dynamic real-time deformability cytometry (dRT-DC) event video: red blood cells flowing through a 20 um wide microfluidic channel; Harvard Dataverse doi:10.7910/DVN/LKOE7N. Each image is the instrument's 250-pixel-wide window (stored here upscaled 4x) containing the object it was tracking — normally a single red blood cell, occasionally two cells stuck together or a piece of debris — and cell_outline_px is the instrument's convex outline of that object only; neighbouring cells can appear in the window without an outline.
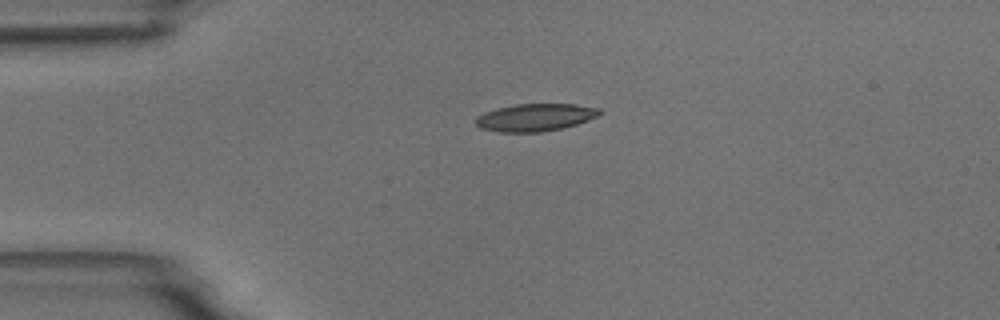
{"species": "common noctule bat (a hibernating species)", "species_latin": "Nyctalus noctula", "temperature_condition": "room temperature", "stored_images_in_passage": 2, "camera_frame_rate_fps": 3000, "um_per_image_px": 0.085, "animal": {"sex": "male", "body_mass_g": 18.8}, "frame": {"image": 1, "passage_image": 1, "time_ms": 0.0, "image_size_px": [1000, 320], "cell_outline_px": [[600, 112], [596, 116], [588, 120], [576, 124], [560, 128], [540, 132], [500, 132], [480, 128], [476, 124], [476, 116], [484, 112], [496, 108], [516, 104], [576, 104], [600, 108]], "centroid_in_image_um": [45.46, 9.97], "position_along_channel_um": 39.5, "area_um2": 19.71}}